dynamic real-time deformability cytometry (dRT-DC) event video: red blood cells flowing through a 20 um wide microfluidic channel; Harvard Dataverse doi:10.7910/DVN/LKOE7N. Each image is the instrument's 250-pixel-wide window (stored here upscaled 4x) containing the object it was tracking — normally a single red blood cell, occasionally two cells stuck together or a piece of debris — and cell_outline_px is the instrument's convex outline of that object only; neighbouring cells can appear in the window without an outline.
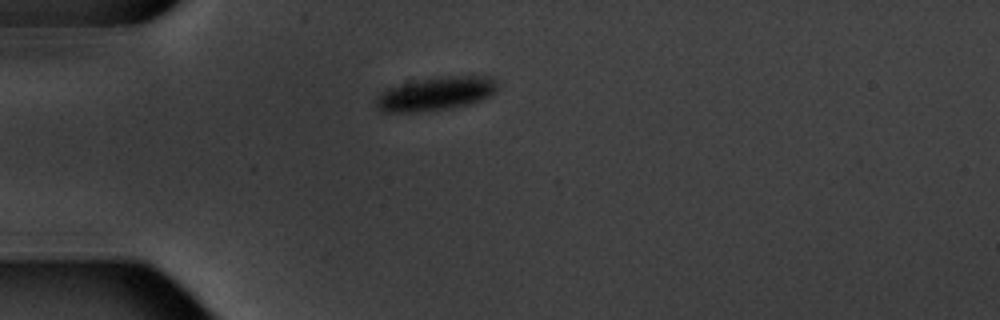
{"species": "common noctule bat (a hibernating species)", "species_latin": "Nyctalus noctula", "temperature_condition": "warm", "stored_images_in_passage": 2, "camera_frame_rate_fps": 3000, "um_per_image_px": 0.085, "animal": {"sex": "male", "body_mass_g": 20.1, "forearm_length_mm": 53.5}, "frame": {"image": 1, "passage_image": 1, "time_ms": 0.0, "image_size_px": [1000, 320], "cell_outline_px": [[496, 92], [480, 100], [468, 104], [448, 108], [416, 112], [384, 112], [376, 104], [376, 100], [380, 92], [384, 88], [404, 80], [440, 76], [492, 76], [496, 80]], "centroid_in_image_um": [36.97, 7.92], "position_along_channel_um": 48.0, "area_um2": 24.22}}